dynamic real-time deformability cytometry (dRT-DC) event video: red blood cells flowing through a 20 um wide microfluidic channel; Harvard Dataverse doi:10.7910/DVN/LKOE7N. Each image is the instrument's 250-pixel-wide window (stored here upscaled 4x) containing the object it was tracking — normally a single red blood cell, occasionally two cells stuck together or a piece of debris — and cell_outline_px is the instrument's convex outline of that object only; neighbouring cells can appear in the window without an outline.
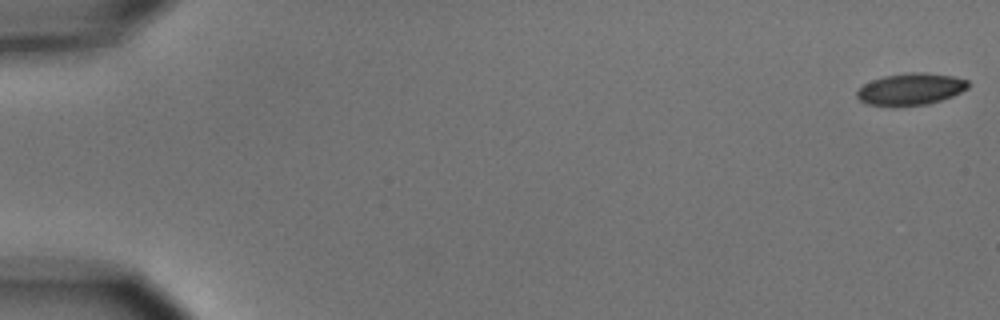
{"species": "common noctule bat (a hibernating species)", "species_latin": "Nyctalus noctula", "temperature_condition": "cold", "stored_images_in_passage": 7, "camera_frame_rate_fps": 3000, "um_per_image_px": 0.085, "animal": {"sex": "male", "body_mass_g": 15.6}, "frame": {"image": 1, "passage_image": 1, "time_ms": 0.0, "image_size_px": [1000, 320], "cell_outline_px": [[968, 88], [952, 96], [928, 104], [900, 108], [892, 108], [868, 104], [860, 100], [856, 96], [856, 92], [864, 84], [872, 80], [884, 76], [908, 72], [924, 72], [952, 76], [968, 80]], "centroid_in_image_um": [77.37, 7.6], "position_along_channel_um": 7.6, "area_um2": 21.04}}
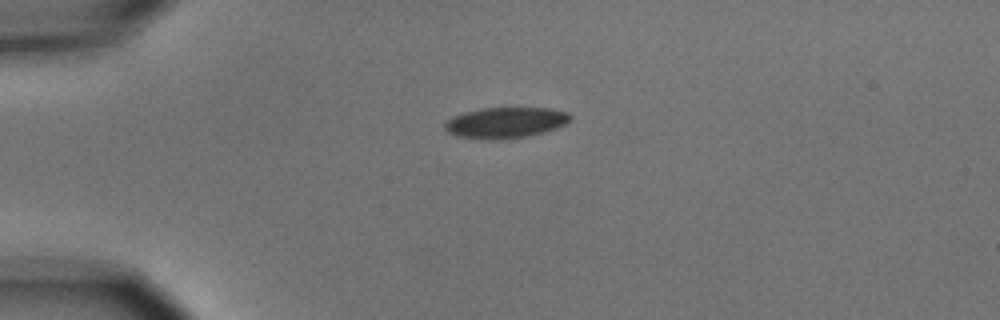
{"frame": {"image": 2, "passage_image": 5, "time_ms": 4.333, "image_size_px": [1000, 320], "cell_outline_px": [[572, 120], [556, 128], [544, 132], [528, 136], [504, 140], [488, 140], [456, 136], [448, 132], [444, 128], [444, 124], [452, 116], [464, 112], [480, 108], [548, 108], [568, 112], [572, 116]], "centroid_in_image_um": [42.96, 10.43], "position_along_channel_um": 42.0, "area_um2": 22.83}}